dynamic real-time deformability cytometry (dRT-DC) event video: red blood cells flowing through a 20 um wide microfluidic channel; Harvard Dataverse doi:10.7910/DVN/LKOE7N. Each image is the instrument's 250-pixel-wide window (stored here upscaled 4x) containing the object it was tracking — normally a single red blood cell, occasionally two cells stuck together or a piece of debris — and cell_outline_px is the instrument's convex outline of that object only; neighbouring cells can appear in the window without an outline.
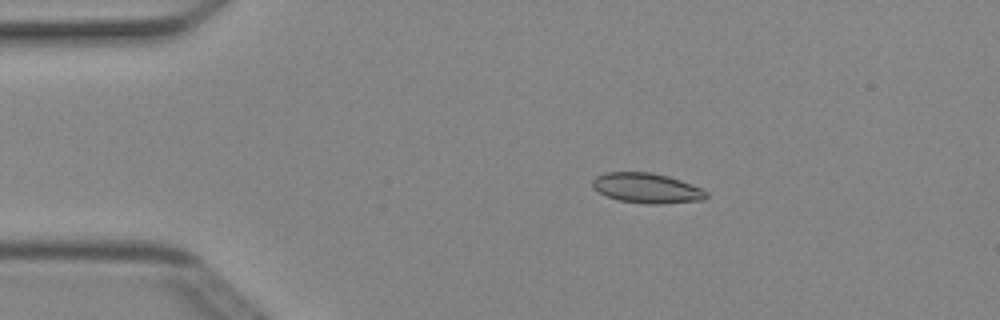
{"species": "Egyptian fruit bat (a non-hibernating species)", "species_latin": "Rousettus aegyptiacus", "temperature_condition": "cold", "stored_images_in_passage": 2, "camera_frame_rate_fps": 3000, "um_per_image_px": 0.085, "animal": {"sex": "female"}, "frame": {"image": 1, "passage_image": 1, "time_ms": 0.0, "image_size_px": [1000, 320], "cell_outline_px": [[708, 196], [704, 200], [660, 204], [648, 204], [620, 200], [608, 196], [592, 188], [592, 180], [596, 176], [604, 172], [652, 172], [668, 176], [680, 180], [700, 188], [708, 192]], "centroid_in_image_um": [54.97, 15.98], "position_along_channel_um": 30.0, "area_um2": 19.88}}